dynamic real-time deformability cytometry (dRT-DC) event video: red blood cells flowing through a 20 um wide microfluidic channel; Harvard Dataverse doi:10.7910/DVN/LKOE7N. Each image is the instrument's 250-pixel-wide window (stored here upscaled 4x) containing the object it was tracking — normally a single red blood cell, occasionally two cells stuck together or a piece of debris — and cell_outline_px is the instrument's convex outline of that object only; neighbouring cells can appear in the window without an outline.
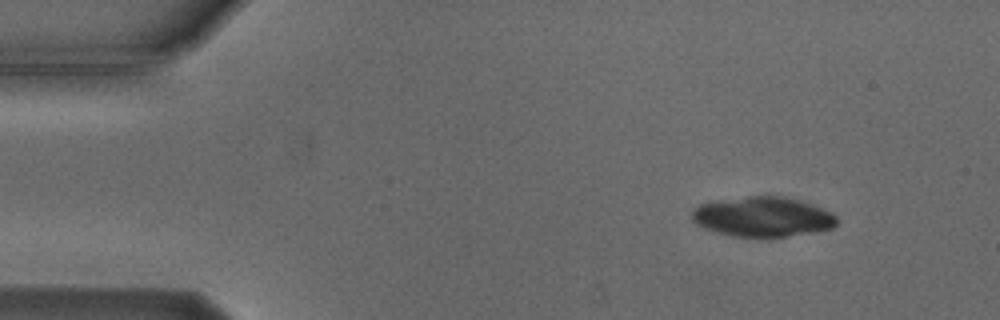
{"species": "Egyptian fruit bat (a non-hibernating species)", "species_latin": "Rousettus aegyptiacus", "temperature_condition": "cold", "stored_images_in_passage": 6, "camera_frame_rate_fps": 3000, "um_per_image_px": 0.085, "animal": {"sex": "male"}, "frame": {"image": 1, "passage_image": 1, "time_ms": 0.0, "image_size_px": [1000, 320], "cell_outline_px": [[836, 224], [832, 228], [816, 232], [764, 240], [732, 236], [716, 232], [704, 228], [696, 224], [692, 220], [692, 212], [700, 204], [716, 200], [748, 196], [784, 196], [832, 212], [836, 216]], "centroid_in_image_um": [64.81, 18.47], "position_along_channel_um": 20.2, "area_um2": 34.22}}
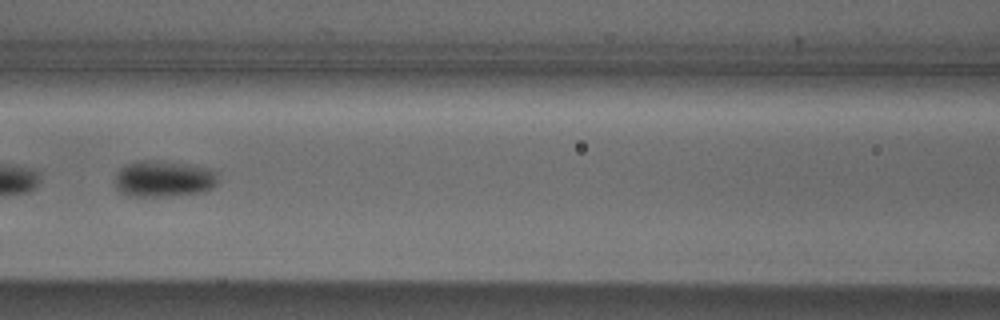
{"frame": {"image": 2, "passage_image": 6, "time_ms": 6.0, "image_size_px": [1000, 320], "cell_outline_px": [[216, 184], [212, 188], [204, 192], [168, 196], [128, 196], [120, 192], [116, 188], [112, 180], [116, 172], [120, 168], [136, 160], [144, 160], [180, 164], [204, 168], [212, 172], [216, 176]], "centroid_in_image_um": [13.79, 15.23], "position_along_channel_um": 152.8, "area_um2": 21.5}}